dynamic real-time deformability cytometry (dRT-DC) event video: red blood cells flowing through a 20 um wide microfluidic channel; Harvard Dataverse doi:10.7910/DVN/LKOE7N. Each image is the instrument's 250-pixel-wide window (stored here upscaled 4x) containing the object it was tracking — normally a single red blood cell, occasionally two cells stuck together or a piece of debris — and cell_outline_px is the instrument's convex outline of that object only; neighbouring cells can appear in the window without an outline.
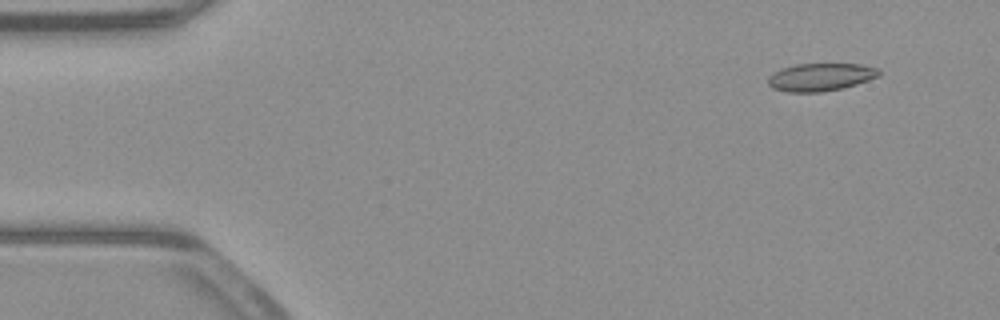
{"species": "common noctule bat (a hibernating species)", "species_latin": "Nyctalus noctula", "temperature_condition": "warm", "stored_images_in_passage": 53, "camera_frame_rate_fps": 3000, "um_per_image_px": 0.085, "animal": {"sex": "male", "body_mass_g": 23.1, "forearm_length_mm": 52.7}, "frame": {"image": 1, "passage_image": 5, "time_ms": 1.333, "image_size_px": [1000, 320], "cell_outline_px": [[880, 76], [844, 88], [820, 92], [788, 92], [772, 88], [768, 84], [768, 76], [784, 68], [796, 64], [860, 64], [880, 68]], "centroid_in_image_um": [69.78, 6.55], "position_along_channel_um": 15.2, "area_um2": 17.92}}
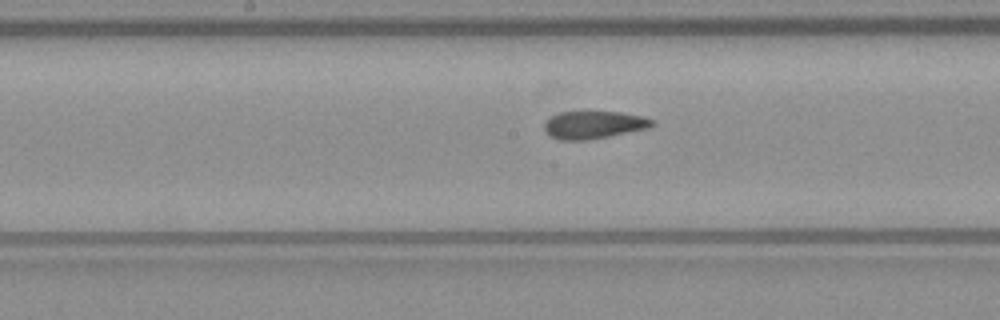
{"frame": {"image": 2, "passage_image": 27, "time_ms": 8.667, "image_size_px": [1000, 320], "cell_outline_px": [[656, 124], [648, 128], [588, 140], [560, 140], [548, 136], [544, 132], [544, 124], [552, 116], [560, 112], [588, 108], [620, 112], [644, 116], [652, 120]], "centroid_in_image_um": [50.43, 10.56], "position_along_channel_um": 197.8, "area_um2": 18.21}}
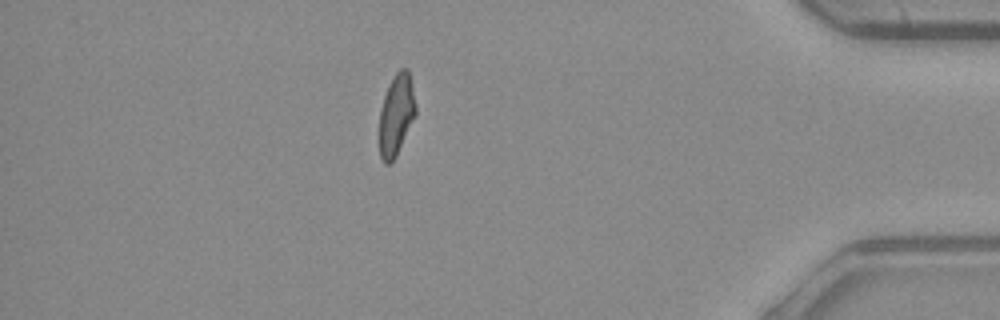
{"frame": {"image": 3, "passage_image": 46, "time_ms": 15.0, "image_size_px": [1000, 320], "cell_outline_px": [[416, 112], [396, 156], [388, 164], [384, 164], [380, 156], [380, 112], [384, 96], [396, 72], [400, 68], [408, 68], [416, 104]], "centroid_in_image_um": [33.69, 9.75], "position_along_channel_um": 401.5, "area_um2": 16.76}, "authors_computed_cell_mechanics": {"area_um2": 17.918, "velocity_mm_per_s": 3.9497, "shape_relaxation_time_tau1_ms": null, "shape_relaxation_time_tau2_ms": 1.9276, "deformation_change_tau1": null, "deformation_change_tau2": 0.0855}}